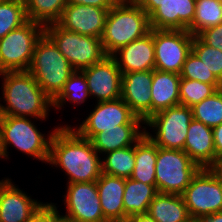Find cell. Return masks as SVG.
<instances>
[{
  "label": "cell",
  "mask_w": 222,
  "mask_h": 222,
  "mask_svg": "<svg viewBox=\"0 0 222 222\" xmlns=\"http://www.w3.org/2000/svg\"><path fill=\"white\" fill-rule=\"evenodd\" d=\"M0 78V115L49 118L50 110L54 109L53 101L44 93L29 71L2 72Z\"/></svg>",
  "instance_id": "7a4b0ae2"
},
{
  "label": "cell",
  "mask_w": 222,
  "mask_h": 222,
  "mask_svg": "<svg viewBox=\"0 0 222 222\" xmlns=\"http://www.w3.org/2000/svg\"><path fill=\"white\" fill-rule=\"evenodd\" d=\"M193 39L188 30L153 29L154 69L180 74Z\"/></svg>",
  "instance_id": "7c38bea8"
},
{
  "label": "cell",
  "mask_w": 222,
  "mask_h": 222,
  "mask_svg": "<svg viewBox=\"0 0 222 222\" xmlns=\"http://www.w3.org/2000/svg\"><path fill=\"white\" fill-rule=\"evenodd\" d=\"M7 177L0 180V222H26L43 204Z\"/></svg>",
  "instance_id": "9a60e30c"
},
{
  "label": "cell",
  "mask_w": 222,
  "mask_h": 222,
  "mask_svg": "<svg viewBox=\"0 0 222 222\" xmlns=\"http://www.w3.org/2000/svg\"><path fill=\"white\" fill-rule=\"evenodd\" d=\"M122 74L154 70L153 29L144 37L119 48L111 55Z\"/></svg>",
  "instance_id": "d6986e66"
},
{
  "label": "cell",
  "mask_w": 222,
  "mask_h": 222,
  "mask_svg": "<svg viewBox=\"0 0 222 222\" xmlns=\"http://www.w3.org/2000/svg\"><path fill=\"white\" fill-rule=\"evenodd\" d=\"M153 70L122 74L121 98L144 122L151 117Z\"/></svg>",
  "instance_id": "e0dca14e"
},
{
  "label": "cell",
  "mask_w": 222,
  "mask_h": 222,
  "mask_svg": "<svg viewBox=\"0 0 222 222\" xmlns=\"http://www.w3.org/2000/svg\"><path fill=\"white\" fill-rule=\"evenodd\" d=\"M179 75L181 78L208 84H222L192 51L187 55Z\"/></svg>",
  "instance_id": "e575fe53"
},
{
  "label": "cell",
  "mask_w": 222,
  "mask_h": 222,
  "mask_svg": "<svg viewBox=\"0 0 222 222\" xmlns=\"http://www.w3.org/2000/svg\"><path fill=\"white\" fill-rule=\"evenodd\" d=\"M205 222H222V211L204 217Z\"/></svg>",
  "instance_id": "7bdbcfd3"
},
{
  "label": "cell",
  "mask_w": 222,
  "mask_h": 222,
  "mask_svg": "<svg viewBox=\"0 0 222 222\" xmlns=\"http://www.w3.org/2000/svg\"><path fill=\"white\" fill-rule=\"evenodd\" d=\"M44 33V25L29 20L0 39V73L28 71L36 42Z\"/></svg>",
  "instance_id": "ba28073f"
},
{
  "label": "cell",
  "mask_w": 222,
  "mask_h": 222,
  "mask_svg": "<svg viewBox=\"0 0 222 222\" xmlns=\"http://www.w3.org/2000/svg\"><path fill=\"white\" fill-rule=\"evenodd\" d=\"M196 0H162L149 15L151 29L188 30L195 16Z\"/></svg>",
  "instance_id": "ac0fdd59"
},
{
  "label": "cell",
  "mask_w": 222,
  "mask_h": 222,
  "mask_svg": "<svg viewBox=\"0 0 222 222\" xmlns=\"http://www.w3.org/2000/svg\"><path fill=\"white\" fill-rule=\"evenodd\" d=\"M43 120L47 121V119L0 115V159L10 160L9 147H14L28 158L31 157V160L34 158L48 165L50 142L55 130L61 124L47 131L46 135L45 131L43 134L36 126L37 121L43 123Z\"/></svg>",
  "instance_id": "3957f363"
},
{
  "label": "cell",
  "mask_w": 222,
  "mask_h": 222,
  "mask_svg": "<svg viewBox=\"0 0 222 222\" xmlns=\"http://www.w3.org/2000/svg\"><path fill=\"white\" fill-rule=\"evenodd\" d=\"M157 145L144 133L135 143V167L130 176L135 181L156 185Z\"/></svg>",
  "instance_id": "484cf974"
},
{
  "label": "cell",
  "mask_w": 222,
  "mask_h": 222,
  "mask_svg": "<svg viewBox=\"0 0 222 222\" xmlns=\"http://www.w3.org/2000/svg\"><path fill=\"white\" fill-rule=\"evenodd\" d=\"M115 3H121V2H131L134 0H113Z\"/></svg>",
  "instance_id": "bcb514c9"
},
{
  "label": "cell",
  "mask_w": 222,
  "mask_h": 222,
  "mask_svg": "<svg viewBox=\"0 0 222 222\" xmlns=\"http://www.w3.org/2000/svg\"><path fill=\"white\" fill-rule=\"evenodd\" d=\"M70 4H81V5H90L96 6L104 9H111L115 2L113 0H66Z\"/></svg>",
  "instance_id": "74e56055"
},
{
  "label": "cell",
  "mask_w": 222,
  "mask_h": 222,
  "mask_svg": "<svg viewBox=\"0 0 222 222\" xmlns=\"http://www.w3.org/2000/svg\"><path fill=\"white\" fill-rule=\"evenodd\" d=\"M80 71L87 81L90 97L96 99L95 103L121 98L122 72L111 55Z\"/></svg>",
  "instance_id": "5bb4252c"
},
{
  "label": "cell",
  "mask_w": 222,
  "mask_h": 222,
  "mask_svg": "<svg viewBox=\"0 0 222 222\" xmlns=\"http://www.w3.org/2000/svg\"><path fill=\"white\" fill-rule=\"evenodd\" d=\"M184 152L200 168H210L216 161L213 129L193 119L188 127Z\"/></svg>",
  "instance_id": "ffe728a7"
},
{
  "label": "cell",
  "mask_w": 222,
  "mask_h": 222,
  "mask_svg": "<svg viewBox=\"0 0 222 222\" xmlns=\"http://www.w3.org/2000/svg\"><path fill=\"white\" fill-rule=\"evenodd\" d=\"M148 15H150L162 0H134Z\"/></svg>",
  "instance_id": "ab89813d"
},
{
  "label": "cell",
  "mask_w": 222,
  "mask_h": 222,
  "mask_svg": "<svg viewBox=\"0 0 222 222\" xmlns=\"http://www.w3.org/2000/svg\"><path fill=\"white\" fill-rule=\"evenodd\" d=\"M197 36L208 46L222 51V23L204 29Z\"/></svg>",
  "instance_id": "8d00e7d4"
},
{
  "label": "cell",
  "mask_w": 222,
  "mask_h": 222,
  "mask_svg": "<svg viewBox=\"0 0 222 222\" xmlns=\"http://www.w3.org/2000/svg\"><path fill=\"white\" fill-rule=\"evenodd\" d=\"M96 105L87 113L82 123L70 125L81 137L91 140L103 130L118 128V125H144L127 103L122 99L96 102Z\"/></svg>",
  "instance_id": "30bf717a"
},
{
  "label": "cell",
  "mask_w": 222,
  "mask_h": 222,
  "mask_svg": "<svg viewBox=\"0 0 222 222\" xmlns=\"http://www.w3.org/2000/svg\"><path fill=\"white\" fill-rule=\"evenodd\" d=\"M57 203L44 202L26 222H58L61 216V209Z\"/></svg>",
  "instance_id": "d590c367"
},
{
  "label": "cell",
  "mask_w": 222,
  "mask_h": 222,
  "mask_svg": "<svg viewBox=\"0 0 222 222\" xmlns=\"http://www.w3.org/2000/svg\"><path fill=\"white\" fill-rule=\"evenodd\" d=\"M193 119L210 128L222 124V88L191 107Z\"/></svg>",
  "instance_id": "4dcf8cb0"
},
{
  "label": "cell",
  "mask_w": 222,
  "mask_h": 222,
  "mask_svg": "<svg viewBox=\"0 0 222 222\" xmlns=\"http://www.w3.org/2000/svg\"><path fill=\"white\" fill-rule=\"evenodd\" d=\"M181 195L190 217L222 211V183L211 168H200Z\"/></svg>",
  "instance_id": "8fae6325"
},
{
  "label": "cell",
  "mask_w": 222,
  "mask_h": 222,
  "mask_svg": "<svg viewBox=\"0 0 222 222\" xmlns=\"http://www.w3.org/2000/svg\"><path fill=\"white\" fill-rule=\"evenodd\" d=\"M181 76L173 72L154 69L151 91V116L180 105L179 84Z\"/></svg>",
  "instance_id": "7402d4cb"
},
{
  "label": "cell",
  "mask_w": 222,
  "mask_h": 222,
  "mask_svg": "<svg viewBox=\"0 0 222 222\" xmlns=\"http://www.w3.org/2000/svg\"><path fill=\"white\" fill-rule=\"evenodd\" d=\"M192 120L191 107L173 106L148 118L144 122L145 134L158 147L184 151L188 127Z\"/></svg>",
  "instance_id": "8992f818"
},
{
  "label": "cell",
  "mask_w": 222,
  "mask_h": 222,
  "mask_svg": "<svg viewBox=\"0 0 222 222\" xmlns=\"http://www.w3.org/2000/svg\"><path fill=\"white\" fill-rule=\"evenodd\" d=\"M96 184L104 219L107 222H124L125 178L101 173Z\"/></svg>",
  "instance_id": "44dd1931"
},
{
  "label": "cell",
  "mask_w": 222,
  "mask_h": 222,
  "mask_svg": "<svg viewBox=\"0 0 222 222\" xmlns=\"http://www.w3.org/2000/svg\"><path fill=\"white\" fill-rule=\"evenodd\" d=\"M58 222H73V221L67 220V219L62 217Z\"/></svg>",
  "instance_id": "7dc6e473"
},
{
  "label": "cell",
  "mask_w": 222,
  "mask_h": 222,
  "mask_svg": "<svg viewBox=\"0 0 222 222\" xmlns=\"http://www.w3.org/2000/svg\"><path fill=\"white\" fill-rule=\"evenodd\" d=\"M67 4L66 0H27L25 3L28 20L44 26L56 23Z\"/></svg>",
  "instance_id": "f546056e"
},
{
  "label": "cell",
  "mask_w": 222,
  "mask_h": 222,
  "mask_svg": "<svg viewBox=\"0 0 222 222\" xmlns=\"http://www.w3.org/2000/svg\"><path fill=\"white\" fill-rule=\"evenodd\" d=\"M144 133V125H118V128L97 133L90 141L102 157L108 152L135 145Z\"/></svg>",
  "instance_id": "603a6c76"
},
{
  "label": "cell",
  "mask_w": 222,
  "mask_h": 222,
  "mask_svg": "<svg viewBox=\"0 0 222 222\" xmlns=\"http://www.w3.org/2000/svg\"><path fill=\"white\" fill-rule=\"evenodd\" d=\"M150 30L149 15L135 1L115 3L108 11L101 36L104 51L112 55Z\"/></svg>",
  "instance_id": "277c9868"
},
{
  "label": "cell",
  "mask_w": 222,
  "mask_h": 222,
  "mask_svg": "<svg viewBox=\"0 0 222 222\" xmlns=\"http://www.w3.org/2000/svg\"><path fill=\"white\" fill-rule=\"evenodd\" d=\"M156 222H185L189 217L182 195L158 193L147 212Z\"/></svg>",
  "instance_id": "d4e9b609"
},
{
  "label": "cell",
  "mask_w": 222,
  "mask_h": 222,
  "mask_svg": "<svg viewBox=\"0 0 222 222\" xmlns=\"http://www.w3.org/2000/svg\"><path fill=\"white\" fill-rule=\"evenodd\" d=\"M101 164L104 174L130 178L135 167V145L104 154Z\"/></svg>",
  "instance_id": "83f0119b"
},
{
  "label": "cell",
  "mask_w": 222,
  "mask_h": 222,
  "mask_svg": "<svg viewBox=\"0 0 222 222\" xmlns=\"http://www.w3.org/2000/svg\"><path fill=\"white\" fill-rule=\"evenodd\" d=\"M222 23V3L217 0H196L195 16L188 31L197 36L206 28Z\"/></svg>",
  "instance_id": "f1b7e54d"
},
{
  "label": "cell",
  "mask_w": 222,
  "mask_h": 222,
  "mask_svg": "<svg viewBox=\"0 0 222 222\" xmlns=\"http://www.w3.org/2000/svg\"><path fill=\"white\" fill-rule=\"evenodd\" d=\"M213 140L216 150V160L222 159V124L213 128Z\"/></svg>",
  "instance_id": "f35d334b"
},
{
  "label": "cell",
  "mask_w": 222,
  "mask_h": 222,
  "mask_svg": "<svg viewBox=\"0 0 222 222\" xmlns=\"http://www.w3.org/2000/svg\"><path fill=\"white\" fill-rule=\"evenodd\" d=\"M108 11L96 6L67 3L56 23L65 30L101 38Z\"/></svg>",
  "instance_id": "2e32d148"
},
{
  "label": "cell",
  "mask_w": 222,
  "mask_h": 222,
  "mask_svg": "<svg viewBox=\"0 0 222 222\" xmlns=\"http://www.w3.org/2000/svg\"><path fill=\"white\" fill-rule=\"evenodd\" d=\"M63 124L52 136L49 166L61 168L66 183L96 181L102 173L101 156L89 139L81 137L68 122Z\"/></svg>",
  "instance_id": "6da1fadb"
},
{
  "label": "cell",
  "mask_w": 222,
  "mask_h": 222,
  "mask_svg": "<svg viewBox=\"0 0 222 222\" xmlns=\"http://www.w3.org/2000/svg\"><path fill=\"white\" fill-rule=\"evenodd\" d=\"M127 222H156L148 213L137 214L127 219Z\"/></svg>",
  "instance_id": "60d3db41"
},
{
  "label": "cell",
  "mask_w": 222,
  "mask_h": 222,
  "mask_svg": "<svg viewBox=\"0 0 222 222\" xmlns=\"http://www.w3.org/2000/svg\"><path fill=\"white\" fill-rule=\"evenodd\" d=\"M185 222H205V220L199 217H189Z\"/></svg>",
  "instance_id": "ee69618b"
},
{
  "label": "cell",
  "mask_w": 222,
  "mask_h": 222,
  "mask_svg": "<svg viewBox=\"0 0 222 222\" xmlns=\"http://www.w3.org/2000/svg\"><path fill=\"white\" fill-rule=\"evenodd\" d=\"M199 169L183 150L157 146L155 178L159 193L181 195Z\"/></svg>",
  "instance_id": "9c48e42d"
},
{
  "label": "cell",
  "mask_w": 222,
  "mask_h": 222,
  "mask_svg": "<svg viewBox=\"0 0 222 222\" xmlns=\"http://www.w3.org/2000/svg\"><path fill=\"white\" fill-rule=\"evenodd\" d=\"M191 51L222 83V51L208 46L198 36H194Z\"/></svg>",
  "instance_id": "836d02e7"
},
{
  "label": "cell",
  "mask_w": 222,
  "mask_h": 222,
  "mask_svg": "<svg viewBox=\"0 0 222 222\" xmlns=\"http://www.w3.org/2000/svg\"><path fill=\"white\" fill-rule=\"evenodd\" d=\"M62 196L65 213L61 216L73 222H107L100 206L96 181L66 183Z\"/></svg>",
  "instance_id": "4fadbf2b"
},
{
  "label": "cell",
  "mask_w": 222,
  "mask_h": 222,
  "mask_svg": "<svg viewBox=\"0 0 222 222\" xmlns=\"http://www.w3.org/2000/svg\"><path fill=\"white\" fill-rule=\"evenodd\" d=\"M28 71L44 93L53 101L60 94L75 69L44 33L36 42Z\"/></svg>",
  "instance_id": "5b68a950"
},
{
  "label": "cell",
  "mask_w": 222,
  "mask_h": 222,
  "mask_svg": "<svg viewBox=\"0 0 222 222\" xmlns=\"http://www.w3.org/2000/svg\"><path fill=\"white\" fill-rule=\"evenodd\" d=\"M0 1L17 2L20 4H25L27 0H0Z\"/></svg>",
  "instance_id": "f6af8a7d"
},
{
  "label": "cell",
  "mask_w": 222,
  "mask_h": 222,
  "mask_svg": "<svg viewBox=\"0 0 222 222\" xmlns=\"http://www.w3.org/2000/svg\"><path fill=\"white\" fill-rule=\"evenodd\" d=\"M158 193L156 185H148L131 178L125 179L124 222H127V219L131 216L146 214L150 203Z\"/></svg>",
  "instance_id": "cb8c5ba5"
},
{
  "label": "cell",
  "mask_w": 222,
  "mask_h": 222,
  "mask_svg": "<svg viewBox=\"0 0 222 222\" xmlns=\"http://www.w3.org/2000/svg\"><path fill=\"white\" fill-rule=\"evenodd\" d=\"M28 21L25 4L0 1V39Z\"/></svg>",
  "instance_id": "d6a6232c"
},
{
  "label": "cell",
  "mask_w": 222,
  "mask_h": 222,
  "mask_svg": "<svg viewBox=\"0 0 222 222\" xmlns=\"http://www.w3.org/2000/svg\"><path fill=\"white\" fill-rule=\"evenodd\" d=\"M222 84H208L197 80L181 78L179 84L180 105L192 107L211 96Z\"/></svg>",
  "instance_id": "1f68e13d"
},
{
  "label": "cell",
  "mask_w": 222,
  "mask_h": 222,
  "mask_svg": "<svg viewBox=\"0 0 222 222\" xmlns=\"http://www.w3.org/2000/svg\"><path fill=\"white\" fill-rule=\"evenodd\" d=\"M91 99L88 84L84 74L80 70L75 72L66 81L60 94L53 100V110H62L67 107L68 102L75 107L83 105L88 99ZM74 103V104H73Z\"/></svg>",
  "instance_id": "4316f807"
},
{
  "label": "cell",
  "mask_w": 222,
  "mask_h": 222,
  "mask_svg": "<svg viewBox=\"0 0 222 222\" xmlns=\"http://www.w3.org/2000/svg\"><path fill=\"white\" fill-rule=\"evenodd\" d=\"M45 34L54 42L75 70L90 67L107 56L101 38L65 30L57 23L46 25Z\"/></svg>",
  "instance_id": "52a82bcc"
},
{
  "label": "cell",
  "mask_w": 222,
  "mask_h": 222,
  "mask_svg": "<svg viewBox=\"0 0 222 222\" xmlns=\"http://www.w3.org/2000/svg\"><path fill=\"white\" fill-rule=\"evenodd\" d=\"M210 168L222 183V159L216 160Z\"/></svg>",
  "instance_id": "b9f144b4"
}]
</instances>
